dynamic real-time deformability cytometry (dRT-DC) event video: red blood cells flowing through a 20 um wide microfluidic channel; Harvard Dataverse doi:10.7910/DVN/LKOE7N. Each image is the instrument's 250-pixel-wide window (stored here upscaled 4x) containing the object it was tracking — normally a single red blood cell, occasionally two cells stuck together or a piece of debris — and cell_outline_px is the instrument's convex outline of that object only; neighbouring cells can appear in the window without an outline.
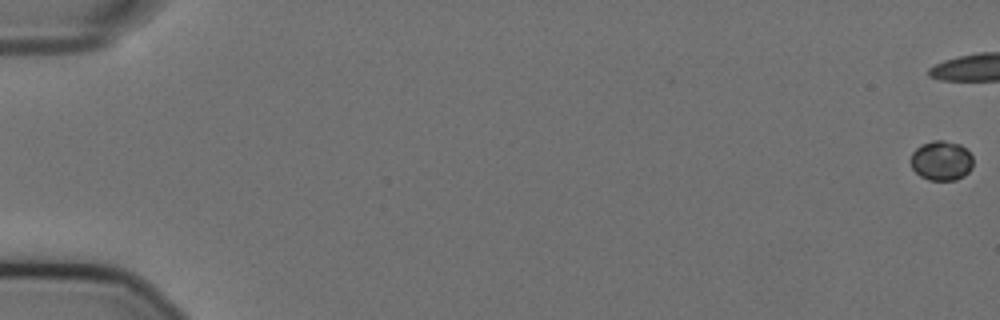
{"species": "Egyptian fruit bat (a non-hibernating species)", "species_latin": "Rousettus aegyptiacus", "temperature_condition": "cold", "stored_images_in_passage": 47, "camera_frame_rate_fps": 3000, "um_per_image_px": 0.085, "animal": {"sex": "female"}, "frame": {"image": 1, "passage_image": 1, "time_ms": 0.0, "image_size_px": [1000, 320], "cell_outline_px": [[972, 168], [964, 176], [956, 180], [928, 180], [920, 176], [912, 168], [908, 160], [912, 152], [920, 144], [932, 140], [944, 140], [960, 144], [972, 156]], "centroid_in_image_um": [79.97, 13.65], "position_along_channel_um": 5.0, "area_um2": 14.68}}